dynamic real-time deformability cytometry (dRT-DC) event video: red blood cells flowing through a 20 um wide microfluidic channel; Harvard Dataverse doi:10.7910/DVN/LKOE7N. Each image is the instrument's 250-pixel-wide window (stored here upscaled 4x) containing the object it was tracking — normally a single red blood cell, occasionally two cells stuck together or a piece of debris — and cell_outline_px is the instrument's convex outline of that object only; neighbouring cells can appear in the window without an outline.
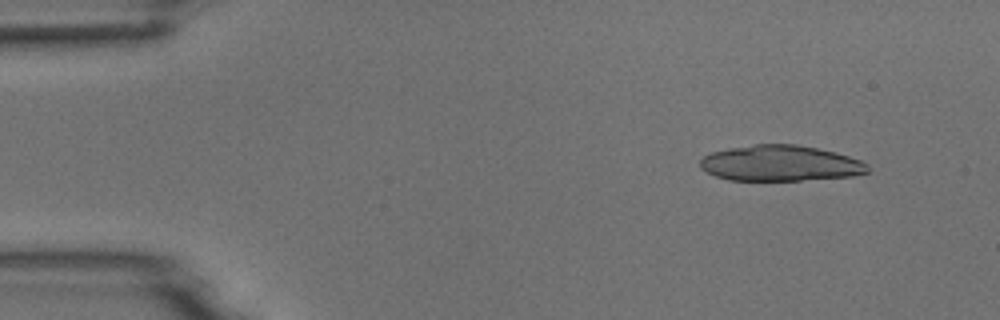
{"species": "common noctule bat (a hibernating species)", "species_latin": "Nyctalus noctula", "temperature_condition": "room temperature", "stored_images_in_passage": 4, "camera_frame_rate_fps": 3000, "um_per_image_px": 0.085, "animal": {"sex": "male", "body_mass_g": 18.8}, "frame": {"image": 1, "passage_image": 2, "time_ms": 1.0, "image_size_px": [1000, 320], "cell_outline_px": [[868, 172], [852, 176], [800, 180], [728, 180], [716, 176], [700, 168], [700, 160], [704, 156], [712, 152], [728, 148], [752, 144], [796, 144], [836, 152], [860, 160], [868, 164]], "centroid_in_image_um": [66.31, 13.87], "position_along_channel_um": 18.7, "area_um2": 34.85}}